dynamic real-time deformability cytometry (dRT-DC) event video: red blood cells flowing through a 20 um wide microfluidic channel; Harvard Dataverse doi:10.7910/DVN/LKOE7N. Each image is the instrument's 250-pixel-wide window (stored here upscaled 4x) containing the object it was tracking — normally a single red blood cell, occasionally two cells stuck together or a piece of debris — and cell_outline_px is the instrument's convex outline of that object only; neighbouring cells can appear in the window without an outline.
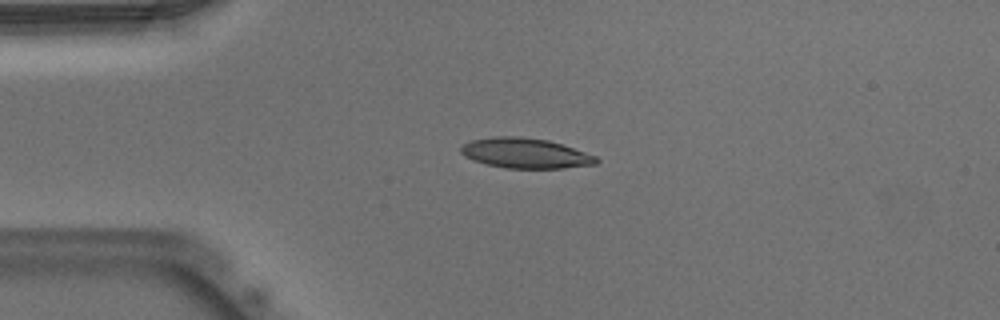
{"species": "Egyptian fruit bat (a non-hibernating species)", "species_latin": "Rousettus aegyptiacus", "temperature_condition": "warm", "stored_images_in_passage": 51, "camera_frame_rate_fps": 3000, "um_per_image_px": 0.085, "animal": {"sex": "male"}, "frame": {"image": 1, "passage_image": 12, "time_ms": 3.667, "image_size_px": [1000, 320], "cell_outline_px": [[600, 160], [596, 164], [564, 168], [508, 168], [488, 164], [472, 160], [464, 156], [460, 152], [460, 148], [464, 144], [472, 140], [496, 136], [516, 136], [548, 140], [596, 156]], "centroid_in_image_um": [44.64, 13.02], "position_along_channel_um": 40.4, "area_um2": 23.52}}
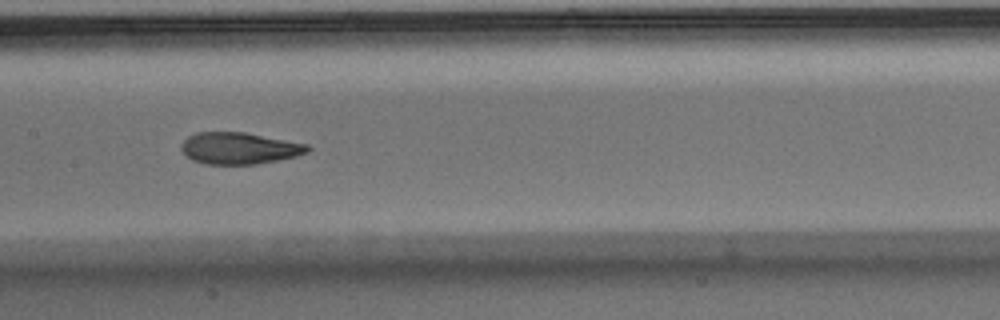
{"frame": {"image": 2, "passage_image": 25, "time_ms": 8.0, "image_size_px": [1000, 320], "cell_outline_px": [[312, 148], [308, 152], [296, 156], [256, 164], [204, 164], [192, 160], [180, 148], [180, 144], [188, 136], [196, 132], [244, 132], [308, 144]], "centroid_in_image_um": [20.33, 12.59], "position_along_channel_um": 187.1, "area_um2": 23.29}}
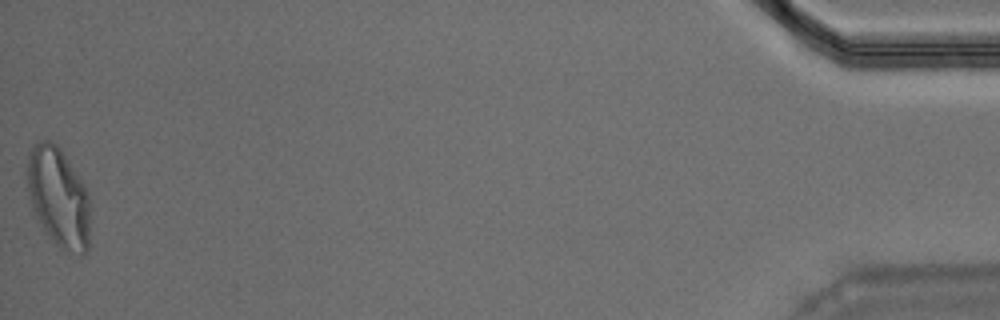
{"frame": {"image": 3, "passage_image": 51, "time_ms": 16.667, "image_size_px": [1000, 320], "cell_outline_px": [[88, 252], [80, 256], [64, 252], [44, 232], [36, 216], [28, 192], [28, 152], [32, 144], [40, 140], [52, 140], [60, 148], [80, 176], [88, 192]], "centroid_in_image_um": [4.97, 16.77], "position_along_channel_um": 430.2, "area_um2": 36.76}, "authors_computed_cell_mechanics": {"area_um2": 23.987, "velocity_mm_per_s": 3.9349, "shape_relaxation_time_tau1_ms": 5.4686, "shape_relaxation_time_tau2_ms": 1.4261, "deformation_change_tau1": 0.1955, "deformation_change_tau2": 0.079}}